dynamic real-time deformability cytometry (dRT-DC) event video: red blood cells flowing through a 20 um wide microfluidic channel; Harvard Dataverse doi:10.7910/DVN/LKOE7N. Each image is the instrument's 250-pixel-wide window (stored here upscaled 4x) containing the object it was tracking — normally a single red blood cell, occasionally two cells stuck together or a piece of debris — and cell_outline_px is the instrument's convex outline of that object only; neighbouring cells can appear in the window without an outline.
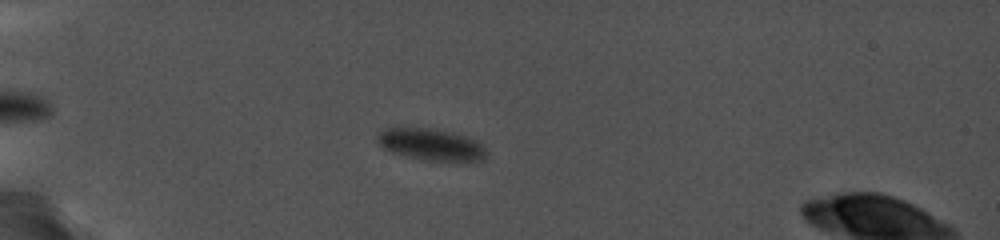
{"species": "common noctule bat (a hibernating species)", "species_latin": "Nyctalus noctula", "temperature_condition": "cold", "stored_images_in_passage": 88, "camera_frame_rate_fps": 5000, "um_per_image_px": 0.085, "animal": {"sex": "female", "body_mass_g": 19.0, "forearm_length_mm": 56.7}, "frame": {"image": 1, "passage_image": 30, "time_ms": 6.4, "image_size_px": [1000, 240], "cell_outline_px": [[484, 156], [480, 160], [436, 160], [412, 156], [392, 152], [384, 148], [380, 144], [380, 132], [388, 128], [416, 128], [444, 132], [460, 136], [472, 140], [480, 144], [484, 152]], "centroid_in_image_um": [36.58, 12.28], "position_along_channel_um": 48.4, "area_um2": 18.32}}
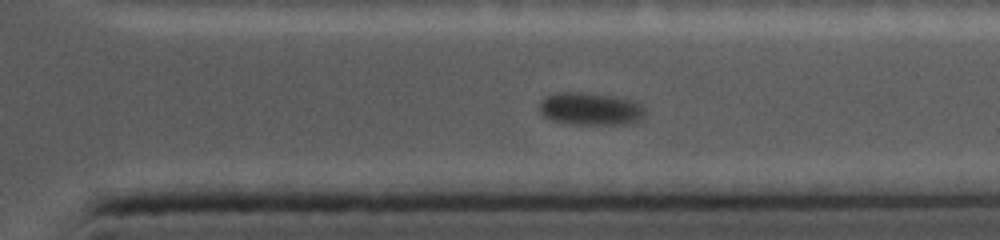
{"frame": {"image": 2, "passage_image": 76, "time_ms": 16.4, "image_size_px": [1000, 240], "cell_outline_px": [[644, 116], [640, 120], [632, 124], [572, 124], [552, 120], [544, 116], [540, 112], [540, 104], [548, 96], [556, 92], [584, 92], [612, 96], [632, 100], [640, 104], [644, 112]], "centroid_in_image_um": [50.2, 9.26], "position_along_channel_um": 361.2, "area_um2": 19.94}}
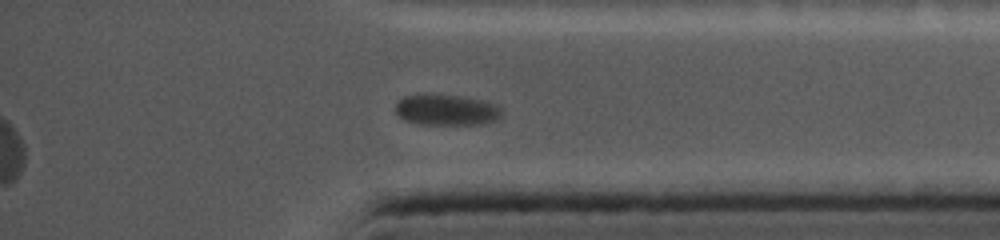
{"frame": {"image": 3, "passage_image": 83, "time_ms": 17.4, "image_size_px": [1000, 240], "cell_outline_px": [[500, 116], [496, 120], [476, 124], [424, 124], [404, 120], [396, 112], [396, 104], [404, 96], [460, 96], [484, 100], [500, 108]], "centroid_in_image_um": [37.95, 9.36], "position_along_channel_um": 397.2, "area_um2": 18.32}}